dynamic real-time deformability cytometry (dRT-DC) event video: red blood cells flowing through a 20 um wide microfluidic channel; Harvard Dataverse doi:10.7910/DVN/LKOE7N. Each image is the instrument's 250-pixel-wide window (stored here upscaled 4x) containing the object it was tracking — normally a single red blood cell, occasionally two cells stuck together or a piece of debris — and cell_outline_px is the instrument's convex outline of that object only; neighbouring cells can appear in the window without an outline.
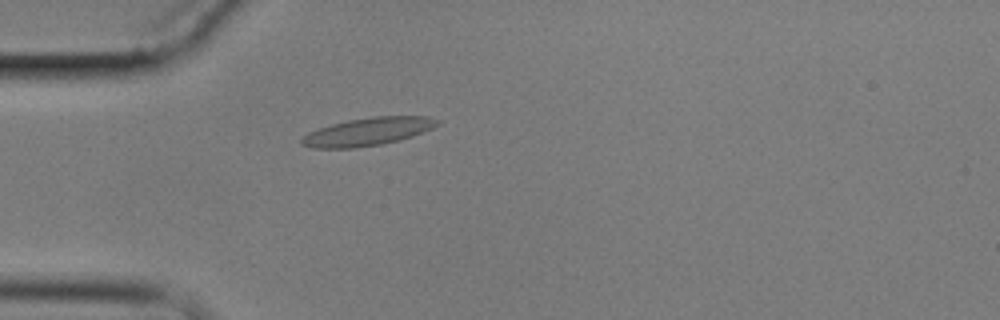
{"species": "common noctule bat (a hibernating species)", "species_latin": "Nyctalus noctula", "temperature_condition": "cold", "stored_images_in_passage": 5, "camera_frame_rate_fps": 3000, "um_per_image_px": 0.085, "animal": {"sex": "male", "body_mass_g": 17.9}, "frame": {"image": 1, "passage_image": 5, "time_ms": 5.333, "image_size_px": [1000, 320], "cell_outline_px": [[440, 124], [432, 128], [412, 136], [400, 140], [380, 144], [352, 148], [312, 148], [300, 144], [300, 140], [308, 132], [332, 124], [348, 120], [376, 116], [428, 116], [440, 120]], "centroid_in_image_um": [31.27, 11.19], "position_along_channel_um": 53.7, "area_um2": 21.96}}